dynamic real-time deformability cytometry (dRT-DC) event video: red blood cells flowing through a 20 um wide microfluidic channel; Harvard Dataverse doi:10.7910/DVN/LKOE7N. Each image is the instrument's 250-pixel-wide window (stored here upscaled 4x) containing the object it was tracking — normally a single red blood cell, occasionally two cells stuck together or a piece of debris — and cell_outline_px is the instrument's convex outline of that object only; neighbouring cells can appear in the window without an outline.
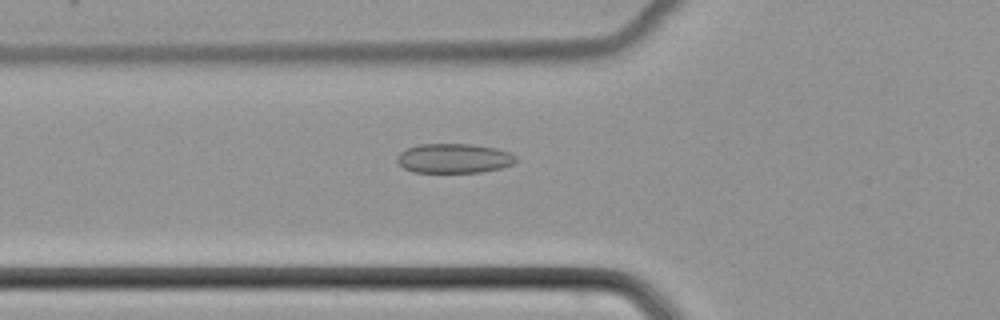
{"species": "common noctule bat (a hibernating species)", "species_latin": "Nyctalus noctula", "temperature_condition": "cold", "stored_images_in_passage": 43, "camera_frame_rate_fps": 3000, "um_per_image_px": 0.085, "animal": {"sex": "female", "body_mass_g": 22.7, "forearm_length_mm": 54.2}, "frame": {"image": 1, "passage_image": 11, "time_ms": 3.333, "image_size_px": [1000, 320], "cell_outline_px": [[516, 160], [512, 164], [500, 168], [480, 172], [412, 172], [404, 168], [396, 160], [396, 156], [400, 152], [408, 148], [420, 144], [472, 144], [496, 148], [508, 152], [516, 156]], "centroid_in_image_um": [38.56, 13.45], "position_along_channel_um": 87.2, "area_um2": 20.35}}
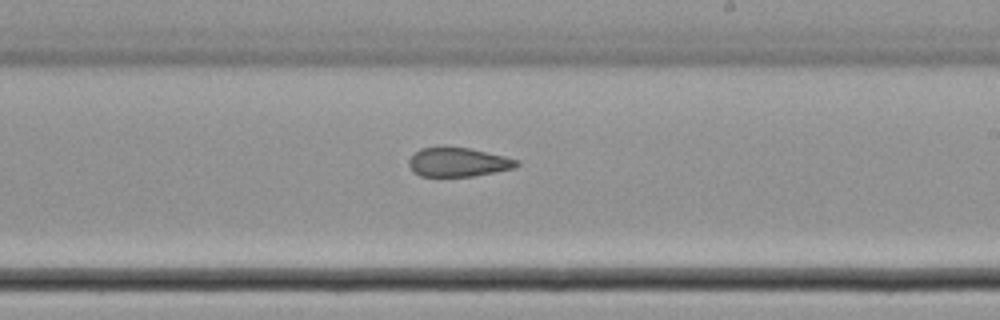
{"frame": {"image": 2, "passage_image": 23, "time_ms": 7.333, "image_size_px": [1000, 320], "cell_outline_px": [[520, 164], [516, 168], [496, 172], [472, 176], [420, 176], [412, 172], [408, 164], [408, 160], [420, 148], [468, 148], [504, 156], [520, 160]], "centroid_in_image_um": [38.96, 13.8], "position_along_channel_um": 250.0, "area_um2": 18.09}}
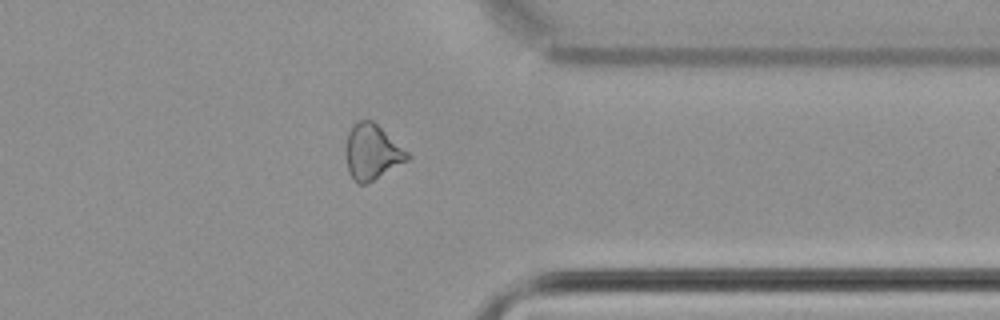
{"frame": {"image": 3, "passage_image": 33, "time_ms": 10.667, "image_size_px": [1000, 320], "cell_outline_px": [[412, 156], [408, 160], [372, 180], [364, 184], [356, 184], [352, 180], [348, 172], [344, 152], [344, 148], [348, 132], [356, 120], [372, 120], [408, 152]], "centroid_in_image_um": [31.57, 12.92], "position_along_channel_um": 379.8, "area_um2": 19.94}}